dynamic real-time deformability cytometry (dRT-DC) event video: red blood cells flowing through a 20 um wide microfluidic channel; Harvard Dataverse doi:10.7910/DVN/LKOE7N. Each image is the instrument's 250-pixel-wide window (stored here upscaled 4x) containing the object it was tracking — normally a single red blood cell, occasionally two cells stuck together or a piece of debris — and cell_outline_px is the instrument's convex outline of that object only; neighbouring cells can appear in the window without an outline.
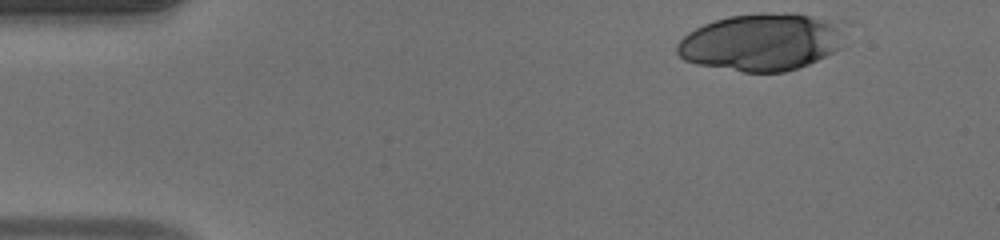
{"species": "human", "species_latin": "Homo sapiens", "temperature_condition": "warm", "stored_images_in_passage": 38, "camera_frame_rate_fps": 3000, "um_per_image_px": 0.085, "donor": {"sex": "male"}, "frame": {"image": 1, "passage_image": 1, "time_ms": 0.0, "image_size_px": [1000, 240], "cell_outline_px": [[848, 20], [840, 48], [808, 64], [784, 72], [744, 72], [696, 64], [684, 60], [676, 52], [676, 44], [688, 32], [704, 24], [728, 16], [760, 12], [796, 12]], "centroid_in_image_um": [64.83, 3.52], "position_along_channel_um": 20.2, "area_um2": 57.34}}